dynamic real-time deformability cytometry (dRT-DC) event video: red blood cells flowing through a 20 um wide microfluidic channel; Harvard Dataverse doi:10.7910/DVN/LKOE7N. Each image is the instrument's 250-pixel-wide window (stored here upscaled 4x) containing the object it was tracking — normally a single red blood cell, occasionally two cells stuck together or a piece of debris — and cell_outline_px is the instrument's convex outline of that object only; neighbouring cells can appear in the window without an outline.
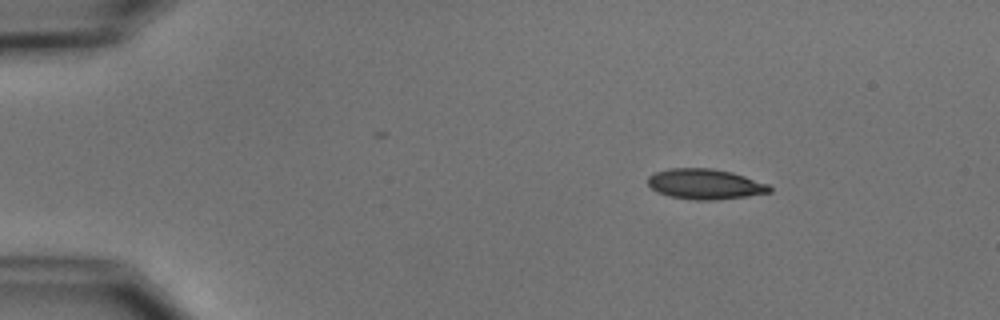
{"species": "common noctule bat (a hibernating species)", "species_latin": "Nyctalus noctula", "temperature_condition": "cold", "stored_images_in_passage": 4, "segment_of_instrument_passage": [1, 2], "camera_frame_rate_fps": 3000, "um_per_image_px": 0.085, "animal": {"sex": "male", "body_mass_g": 15.6}, "frame": {"image": 1, "passage_image": 1, "time_ms": 0.0, "image_size_px": [1000, 320], "cell_outline_px": [[772, 192], [748, 196], [716, 200], [692, 200], [668, 196], [656, 192], [648, 184], [648, 176], [656, 172], [668, 168], [712, 168], [732, 172], [768, 184], [772, 188]], "centroid_in_image_um": [59.92, 15.65], "position_along_channel_um": 25.1, "area_um2": 21.68}}